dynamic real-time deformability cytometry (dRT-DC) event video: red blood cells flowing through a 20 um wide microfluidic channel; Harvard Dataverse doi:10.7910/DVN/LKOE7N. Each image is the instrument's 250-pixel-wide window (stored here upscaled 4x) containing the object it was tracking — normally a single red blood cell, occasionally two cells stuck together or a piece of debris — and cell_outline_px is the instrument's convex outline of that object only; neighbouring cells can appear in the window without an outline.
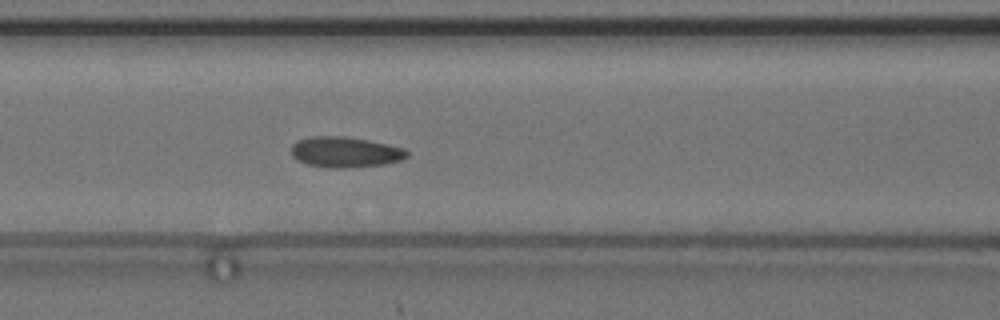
{"species": "common noctule bat (a hibernating species)", "species_latin": "Nyctalus noctula", "temperature_condition": "cold", "stored_images_in_passage": 33, "camera_frame_rate_fps": 3000, "um_per_image_px": 0.085, "animal": {"sex": "female", "body_mass_g": 24.6, "forearm_length_mm": 56.2}, "frame": {"image": 1, "passage_image": 6, "time_ms": 1.667, "image_size_px": [1000, 320], "cell_outline_px": [[408, 156], [400, 160], [384, 164], [348, 168], [328, 168], [308, 164], [292, 156], [292, 144], [296, 140], [312, 136], [344, 136], [368, 140], [388, 144], [404, 148], [408, 152]], "centroid_in_image_um": [29.34, 12.92], "position_along_channel_um": 137.3, "area_um2": 20.63}}
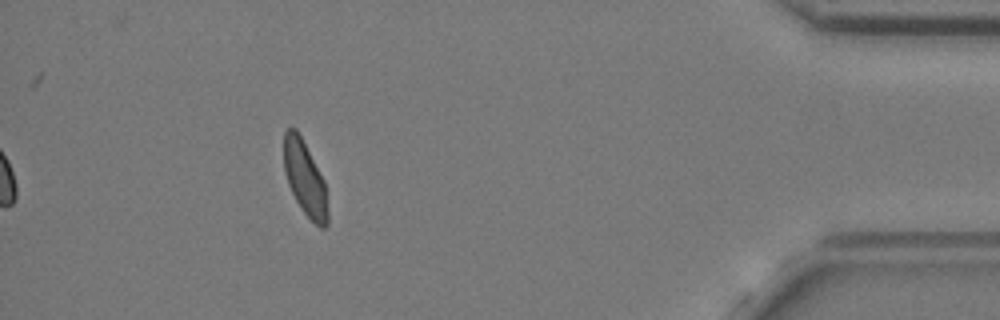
{"frame": {"image": 2, "passage_image": 33, "time_ms": 10.667, "image_size_px": [1000, 320], "cell_outline_px": [[328, 224], [324, 228], [320, 228], [300, 208], [288, 184], [284, 168], [284, 132], [288, 128], [296, 128], [324, 180], [328, 212]], "centroid_in_image_um": [25.92, 15.18], "position_along_channel_um": 409.3, "area_um2": 18.73}}